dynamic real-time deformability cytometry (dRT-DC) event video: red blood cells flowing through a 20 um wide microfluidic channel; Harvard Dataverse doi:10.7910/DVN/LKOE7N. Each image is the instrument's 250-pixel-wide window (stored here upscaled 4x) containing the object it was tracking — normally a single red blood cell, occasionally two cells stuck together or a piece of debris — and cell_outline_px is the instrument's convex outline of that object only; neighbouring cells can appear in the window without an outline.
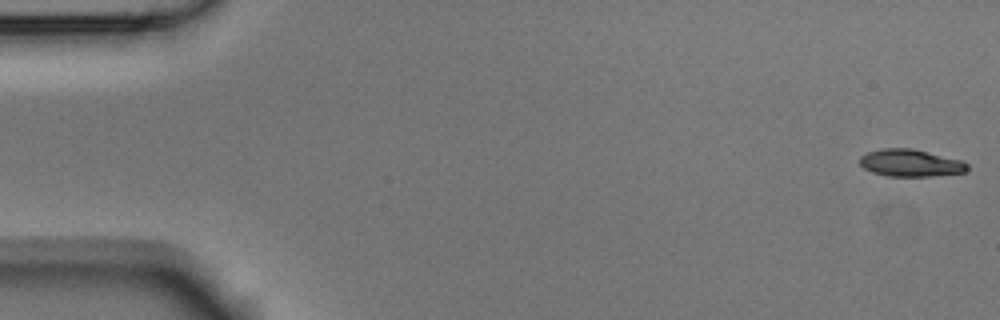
{"species": "Egyptian fruit bat (a non-hibernating species)", "species_latin": "Rousettus aegyptiacus", "temperature_condition": "room temperature", "stored_images_in_passage": 4, "camera_frame_rate_fps": 3000, "um_per_image_px": 0.085, "animal": {"sex": "male"}, "frame": {"image": 1, "passage_image": 1, "time_ms": 0.0, "image_size_px": [1000, 320], "cell_outline_px": [[968, 168], [964, 172], [932, 176], [888, 176], [872, 172], [864, 168], [860, 164], [860, 156], [868, 152], [880, 148], [912, 148], [960, 160], [968, 164]], "centroid_in_image_um": [77.36, 13.85], "position_along_channel_um": 7.6, "area_um2": 16.94}}
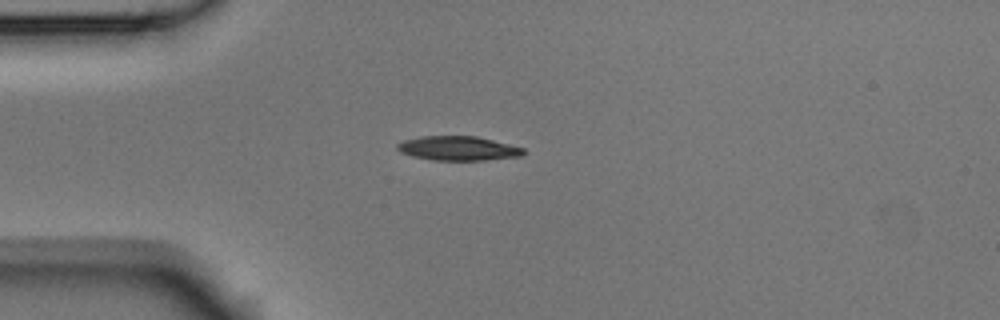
{"frame": {"image": 2, "passage_image": 4, "time_ms": 1.0, "image_size_px": [1000, 320], "cell_outline_px": [[528, 152], [524, 156], [484, 160], [432, 160], [412, 156], [400, 152], [396, 148], [396, 144], [404, 140], [420, 136], [476, 136], [524, 148]], "centroid_in_image_um": [38.96, 12.61], "position_along_channel_um": 46.0, "area_um2": 17.98}}